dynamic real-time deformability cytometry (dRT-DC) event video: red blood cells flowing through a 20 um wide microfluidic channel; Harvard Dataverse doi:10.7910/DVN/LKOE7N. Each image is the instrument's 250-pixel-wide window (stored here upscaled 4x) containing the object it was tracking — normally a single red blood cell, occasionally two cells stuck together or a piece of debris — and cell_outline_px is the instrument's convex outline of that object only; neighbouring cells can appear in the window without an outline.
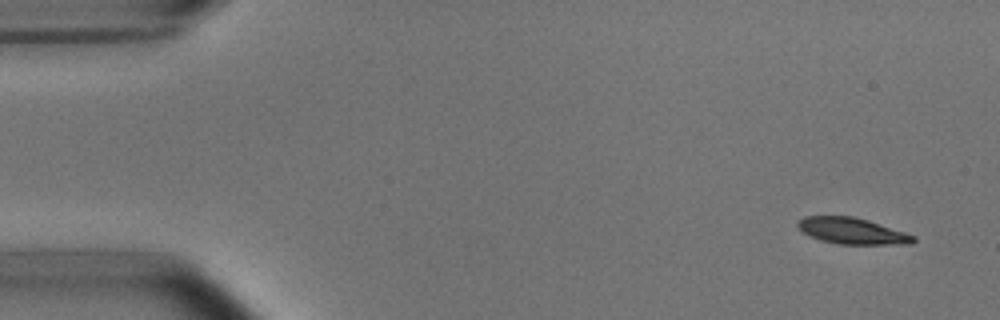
{"species": "common noctule bat (a hibernating species)", "species_latin": "Nyctalus noctula", "temperature_condition": "room temperature", "stored_images_in_passage": 5, "camera_frame_rate_fps": 3000, "um_per_image_px": 0.085, "animal": {"sex": "male", "body_mass_g": 15.6}, "frame": {"image": 1, "passage_image": 1, "time_ms": 0.0, "image_size_px": [1000, 320], "cell_outline_px": [[916, 240], [912, 244], [836, 244], [820, 240], [804, 232], [796, 224], [804, 216], [852, 216], [868, 220], [916, 236]], "centroid_in_image_um": [72.46, 19.63], "position_along_channel_um": 12.5, "area_um2": 17.51}}
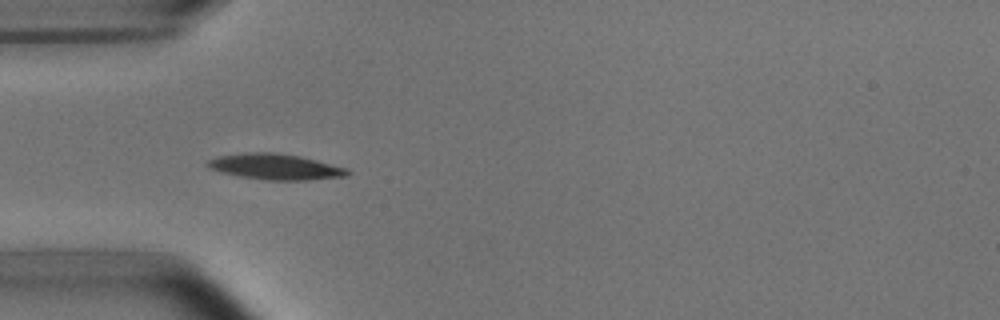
{"frame": {"image": 2, "passage_image": 4, "time_ms": 4.333, "image_size_px": [1000, 320], "cell_outline_px": [[352, 172], [348, 176], [308, 180], [268, 180], [244, 176], [224, 172], [208, 168], [204, 164], [208, 160], [216, 156], [244, 152], [276, 152], [300, 156], [348, 168]], "centroid_in_image_um": [23.43, 14.16], "position_along_channel_um": 61.6, "area_um2": 21.04}}